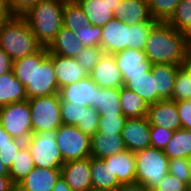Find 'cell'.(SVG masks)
I'll return each instance as SVG.
<instances>
[{"label": "cell", "instance_id": "6da1fadb", "mask_svg": "<svg viewBox=\"0 0 191 191\" xmlns=\"http://www.w3.org/2000/svg\"><path fill=\"white\" fill-rule=\"evenodd\" d=\"M12 70L25 87L28 99L59 94L52 54L47 47L13 61Z\"/></svg>", "mask_w": 191, "mask_h": 191}, {"label": "cell", "instance_id": "7a4b0ae2", "mask_svg": "<svg viewBox=\"0 0 191 191\" xmlns=\"http://www.w3.org/2000/svg\"><path fill=\"white\" fill-rule=\"evenodd\" d=\"M143 51L151 64L181 66L191 51L190 37L169 23L158 21L150 31Z\"/></svg>", "mask_w": 191, "mask_h": 191}, {"label": "cell", "instance_id": "3957f363", "mask_svg": "<svg viewBox=\"0 0 191 191\" xmlns=\"http://www.w3.org/2000/svg\"><path fill=\"white\" fill-rule=\"evenodd\" d=\"M66 0H40L23 17L43 47H48L63 27V7Z\"/></svg>", "mask_w": 191, "mask_h": 191}, {"label": "cell", "instance_id": "277c9868", "mask_svg": "<svg viewBox=\"0 0 191 191\" xmlns=\"http://www.w3.org/2000/svg\"><path fill=\"white\" fill-rule=\"evenodd\" d=\"M42 47L23 16H11L0 26V48L12 61L33 54Z\"/></svg>", "mask_w": 191, "mask_h": 191}, {"label": "cell", "instance_id": "5b68a950", "mask_svg": "<svg viewBox=\"0 0 191 191\" xmlns=\"http://www.w3.org/2000/svg\"><path fill=\"white\" fill-rule=\"evenodd\" d=\"M169 158L163 150L148 147L135 152V182L153 191L168 174Z\"/></svg>", "mask_w": 191, "mask_h": 191}, {"label": "cell", "instance_id": "8992f818", "mask_svg": "<svg viewBox=\"0 0 191 191\" xmlns=\"http://www.w3.org/2000/svg\"><path fill=\"white\" fill-rule=\"evenodd\" d=\"M35 167L61 168L63 157L56 142V130L33 133L25 142Z\"/></svg>", "mask_w": 191, "mask_h": 191}, {"label": "cell", "instance_id": "52a82bcc", "mask_svg": "<svg viewBox=\"0 0 191 191\" xmlns=\"http://www.w3.org/2000/svg\"><path fill=\"white\" fill-rule=\"evenodd\" d=\"M31 110L32 132L57 130L63 123L60 112V95L35 97L28 99Z\"/></svg>", "mask_w": 191, "mask_h": 191}, {"label": "cell", "instance_id": "ba28073f", "mask_svg": "<svg viewBox=\"0 0 191 191\" xmlns=\"http://www.w3.org/2000/svg\"><path fill=\"white\" fill-rule=\"evenodd\" d=\"M0 124L11 137L26 142L33 134L28 99L0 107Z\"/></svg>", "mask_w": 191, "mask_h": 191}, {"label": "cell", "instance_id": "9c48e42d", "mask_svg": "<svg viewBox=\"0 0 191 191\" xmlns=\"http://www.w3.org/2000/svg\"><path fill=\"white\" fill-rule=\"evenodd\" d=\"M90 141L91 138L77 126L62 124L56 130V142L63 157V164L91 157Z\"/></svg>", "mask_w": 191, "mask_h": 191}, {"label": "cell", "instance_id": "30bf717a", "mask_svg": "<svg viewBox=\"0 0 191 191\" xmlns=\"http://www.w3.org/2000/svg\"><path fill=\"white\" fill-rule=\"evenodd\" d=\"M100 47L106 54H115L129 48V25L117 18L102 26Z\"/></svg>", "mask_w": 191, "mask_h": 191}, {"label": "cell", "instance_id": "8fae6325", "mask_svg": "<svg viewBox=\"0 0 191 191\" xmlns=\"http://www.w3.org/2000/svg\"><path fill=\"white\" fill-rule=\"evenodd\" d=\"M121 136L126 150L131 152L150 147V124L147 117L127 118Z\"/></svg>", "mask_w": 191, "mask_h": 191}, {"label": "cell", "instance_id": "7c38bea8", "mask_svg": "<svg viewBox=\"0 0 191 191\" xmlns=\"http://www.w3.org/2000/svg\"><path fill=\"white\" fill-rule=\"evenodd\" d=\"M61 175L72 191H93L90 170V157L65 162Z\"/></svg>", "mask_w": 191, "mask_h": 191}, {"label": "cell", "instance_id": "4fadbf2b", "mask_svg": "<svg viewBox=\"0 0 191 191\" xmlns=\"http://www.w3.org/2000/svg\"><path fill=\"white\" fill-rule=\"evenodd\" d=\"M89 76L101 88H121L124 86L121 72L112 54L104 53Z\"/></svg>", "mask_w": 191, "mask_h": 191}, {"label": "cell", "instance_id": "5bb4252c", "mask_svg": "<svg viewBox=\"0 0 191 191\" xmlns=\"http://www.w3.org/2000/svg\"><path fill=\"white\" fill-rule=\"evenodd\" d=\"M98 86L90 76L73 84L66 85L59 90L60 101H69L76 105H83L95 109L96 89Z\"/></svg>", "mask_w": 191, "mask_h": 191}, {"label": "cell", "instance_id": "9a60e30c", "mask_svg": "<svg viewBox=\"0 0 191 191\" xmlns=\"http://www.w3.org/2000/svg\"><path fill=\"white\" fill-rule=\"evenodd\" d=\"M146 117L150 125L165 127L171 131L182 128L176 102L172 100H161L149 105Z\"/></svg>", "mask_w": 191, "mask_h": 191}, {"label": "cell", "instance_id": "2e32d148", "mask_svg": "<svg viewBox=\"0 0 191 191\" xmlns=\"http://www.w3.org/2000/svg\"><path fill=\"white\" fill-rule=\"evenodd\" d=\"M61 176V168L34 169L16 185V191H52Z\"/></svg>", "mask_w": 191, "mask_h": 191}, {"label": "cell", "instance_id": "e0dca14e", "mask_svg": "<svg viewBox=\"0 0 191 191\" xmlns=\"http://www.w3.org/2000/svg\"><path fill=\"white\" fill-rule=\"evenodd\" d=\"M52 63L59 90L89 76L75 58L52 54Z\"/></svg>", "mask_w": 191, "mask_h": 191}, {"label": "cell", "instance_id": "ac0fdd59", "mask_svg": "<svg viewBox=\"0 0 191 191\" xmlns=\"http://www.w3.org/2000/svg\"><path fill=\"white\" fill-rule=\"evenodd\" d=\"M93 26H104L114 18L121 0H75Z\"/></svg>", "mask_w": 191, "mask_h": 191}, {"label": "cell", "instance_id": "d6986e66", "mask_svg": "<svg viewBox=\"0 0 191 191\" xmlns=\"http://www.w3.org/2000/svg\"><path fill=\"white\" fill-rule=\"evenodd\" d=\"M126 150L121 133L96 132L90 141L91 157L105 159Z\"/></svg>", "mask_w": 191, "mask_h": 191}, {"label": "cell", "instance_id": "ffe728a7", "mask_svg": "<svg viewBox=\"0 0 191 191\" xmlns=\"http://www.w3.org/2000/svg\"><path fill=\"white\" fill-rule=\"evenodd\" d=\"M124 87L135 92L148 105L161 99L156 94L155 76L151 68L145 74L122 75Z\"/></svg>", "mask_w": 191, "mask_h": 191}, {"label": "cell", "instance_id": "44dd1931", "mask_svg": "<svg viewBox=\"0 0 191 191\" xmlns=\"http://www.w3.org/2000/svg\"><path fill=\"white\" fill-rule=\"evenodd\" d=\"M113 55L121 75L145 74L152 65L143 50L127 48Z\"/></svg>", "mask_w": 191, "mask_h": 191}, {"label": "cell", "instance_id": "7402d4cb", "mask_svg": "<svg viewBox=\"0 0 191 191\" xmlns=\"http://www.w3.org/2000/svg\"><path fill=\"white\" fill-rule=\"evenodd\" d=\"M114 18L126 22L128 25H136L152 18L147 0H121L114 12Z\"/></svg>", "mask_w": 191, "mask_h": 191}, {"label": "cell", "instance_id": "603a6c76", "mask_svg": "<svg viewBox=\"0 0 191 191\" xmlns=\"http://www.w3.org/2000/svg\"><path fill=\"white\" fill-rule=\"evenodd\" d=\"M122 184L135 182V153L125 150L103 159Z\"/></svg>", "mask_w": 191, "mask_h": 191}, {"label": "cell", "instance_id": "cb8c5ba5", "mask_svg": "<svg viewBox=\"0 0 191 191\" xmlns=\"http://www.w3.org/2000/svg\"><path fill=\"white\" fill-rule=\"evenodd\" d=\"M90 170L93 191H115L121 185L103 159L90 157Z\"/></svg>", "mask_w": 191, "mask_h": 191}, {"label": "cell", "instance_id": "d4e9b609", "mask_svg": "<svg viewBox=\"0 0 191 191\" xmlns=\"http://www.w3.org/2000/svg\"><path fill=\"white\" fill-rule=\"evenodd\" d=\"M83 48V43L76 38V32L65 27L60 29L54 40L47 47L48 52L51 54L71 58H76Z\"/></svg>", "mask_w": 191, "mask_h": 191}, {"label": "cell", "instance_id": "484cf974", "mask_svg": "<svg viewBox=\"0 0 191 191\" xmlns=\"http://www.w3.org/2000/svg\"><path fill=\"white\" fill-rule=\"evenodd\" d=\"M181 67L172 64H152L151 70L155 76L156 94L161 100H170L175 77Z\"/></svg>", "mask_w": 191, "mask_h": 191}, {"label": "cell", "instance_id": "4316f807", "mask_svg": "<svg viewBox=\"0 0 191 191\" xmlns=\"http://www.w3.org/2000/svg\"><path fill=\"white\" fill-rule=\"evenodd\" d=\"M95 109L100 116H124L120 103V88L96 89Z\"/></svg>", "mask_w": 191, "mask_h": 191}, {"label": "cell", "instance_id": "83f0119b", "mask_svg": "<svg viewBox=\"0 0 191 191\" xmlns=\"http://www.w3.org/2000/svg\"><path fill=\"white\" fill-rule=\"evenodd\" d=\"M25 87L12 71L0 76V107L27 100Z\"/></svg>", "mask_w": 191, "mask_h": 191}, {"label": "cell", "instance_id": "f1b7e54d", "mask_svg": "<svg viewBox=\"0 0 191 191\" xmlns=\"http://www.w3.org/2000/svg\"><path fill=\"white\" fill-rule=\"evenodd\" d=\"M120 103L126 118L146 117L149 105L135 92L122 86L120 88Z\"/></svg>", "mask_w": 191, "mask_h": 191}, {"label": "cell", "instance_id": "f546056e", "mask_svg": "<svg viewBox=\"0 0 191 191\" xmlns=\"http://www.w3.org/2000/svg\"><path fill=\"white\" fill-rule=\"evenodd\" d=\"M170 159L187 158L191 155V131L185 128L174 131L173 137L163 150Z\"/></svg>", "mask_w": 191, "mask_h": 191}, {"label": "cell", "instance_id": "4dcf8cb0", "mask_svg": "<svg viewBox=\"0 0 191 191\" xmlns=\"http://www.w3.org/2000/svg\"><path fill=\"white\" fill-rule=\"evenodd\" d=\"M35 167L28 146L24 144L16 154L13 163L9 168V177L16 186L24 179Z\"/></svg>", "mask_w": 191, "mask_h": 191}, {"label": "cell", "instance_id": "1f68e13d", "mask_svg": "<svg viewBox=\"0 0 191 191\" xmlns=\"http://www.w3.org/2000/svg\"><path fill=\"white\" fill-rule=\"evenodd\" d=\"M89 24L88 18L75 0H66L63 7V27L74 32Z\"/></svg>", "mask_w": 191, "mask_h": 191}, {"label": "cell", "instance_id": "d6a6232c", "mask_svg": "<svg viewBox=\"0 0 191 191\" xmlns=\"http://www.w3.org/2000/svg\"><path fill=\"white\" fill-rule=\"evenodd\" d=\"M166 22L191 38V0H181Z\"/></svg>", "mask_w": 191, "mask_h": 191}, {"label": "cell", "instance_id": "836d02e7", "mask_svg": "<svg viewBox=\"0 0 191 191\" xmlns=\"http://www.w3.org/2000/svg\"><path fill=\"white\" fill-rule=\"evenodd\" d=\"M156 20H148L136 25H129V48L143 50L152 27Z\"/></svg>", "mask_w": 191, "mask_h": 191}, {"label": "cell", "instance_id": "e575fe53", "mask_svg": "<svg viewBox=\"0 0 191 191\" xmlns=\"http://www.w3.org/2000/svg\"><path fill=\"white\" fill-rule=\"evenodd\" d=\"M150 13L156 21L166 22L181 0H147Z\"/></svg>", "mask_w": 191, "mask_h": 191}, {"label": "cell", "instance_id": "d590c367", "mask_svg": "<svg viewBox=\"0 0 191 191\" xmlns=\"http://www.w3.org/2000/svg\"><path fill=\"white\" fill-rule=\"evenodd\" d=\"M191 99V79L188 74L180 68L176 74L174 89L170 100L178 102Z\"/></svg>", "mask_w": 191, "mask_h": 191}, {"label": "cell", "instance_id": "8d00e7d4", "mask_svg": "<svg viewBox=\"0 0 191 191\" xmlns=\"http://www.w3.org/2000/svg\"><path fill=\"white\" fill-rule=\"evenodd\" d=\"M103 55L101 47H84L75 59L89 74Z\"/></svg>", "mask_w": 191, "mask_h": 191}, {"label": "cell", "instance_id": "74e56055", "mask_svg": "<svg viewBox=\"0 0 191 191\" xmlns=\"http://www.w3.org/2000/svg\"><path fill=\"white\" fill-rule=\"evenodd\" d=\"M61 120L64 125L76 126L82 122L83 105H76L69 101H60Z\"/></svg>", "mask_w": 191, "mask_h": 191}, {"label": "cell", "instance_id": "f35d334b", "mask_svg": "<svg viewBox=\"0 0 191 191\" xmlns=\"http://www.w3.org/2000/svg\"><path fill=\"white\" fill-rule=\"evenodd\" d=\"M100 115L96 109L83 106L82 122L76 126L90 138L97 132Z\"/></svg>", "mask_w": 191, "mask_h": 191}, {"label": "cell", "instance_id": "ab89813d", "mask_svg": "<svg viewBox=\"0 0 191 191\" xmlns=\"http://www.w3.org/2000/svg\"><path fill=\"white\" fill-rule=\"evenodd\" d=\"M101 36L102 27L93 26L90 23L76 31V38L83 43L84 47H100Z\"/></svg>", "mask_w": 191, "mask_h": 191}, {"label": "cell", "instance_id": "60d3db41", "mask_svg": "<svg viewBox=\"0 0 191 191\" xmlns=\"http://www.w3.org/2000/svg\"><path fill=\"white\" fill-rule=\"evenodd\" d=\"M173 135L174 131L165 127L150 125V147L164 150Z\"/></svg>", "mask_w": 191, "mask_h": 191}, {"label": "cell", "instance_id": "b9f144b4", "mask_svg": "<svg viewBox=\"0 0 191 191\" xmlns=\"http://www.w3.org/2000/svg\"><path fill=\"white\" fill-rule=\"evenodd\" d=\"M168 173L178 177L187 186L191 182V171L187 158L170 159L168 164Z\"/></svg>", "mask_w": 191, "mask_h": 191}, {"label": "cell", "instance_id": "7bdbcfd3", "mask_svg": "<svg viewBox=\"0 0 191 191\" xmlns=\"http://www.w3.org/2000/svg\"><path fill=\"white\" fill-rule=\"evenodd\" d=\"M126 119L125 116H100L97 132L122 133Z\"/></svg>", "mask_w": 191, "mask_h": 191}, {"label": "cell", "instance_id": "ee69618b", "mask_svg": "<svg viewBox=\"0 0 191 191\" xmlns=\"http://www.w3.org/2000/svg\"><path fill=\"white\" fill-rule=\"evenodd\" d=\"M25 142L13 139L10 143L0 146V160L9 169L19 149Z\"/></svg>", "mask_w": 191, "mask_h": 191}, {"label": "cell", "instance_id": "f6af8a7d", "mask_svg": "<svg viewBox=\"0 0 191 191\" xmlns=\"http://www.w3.org/2000/svg\"><path fill=\"white\" fill-rule=\"evenodd\" d=\"M153 191H188V186L178 177L168 173Z\"/></svg>", "mask_w": 191, "mask_h": 191}, {"label": "cell", "instance_id": "bcb514c9", "mask_svg": "<svg viewBox=\"0 0 191 191\" xmlns=\"http://www.w3.org/2000/svg\"><path fill=\"white\" fill-rule=\"evenodd\" d=\"M40 0H6L7 7L12 16H23Z\"/></svg>", "mask_w": 191, "mask_h": 191}, {"label": "cell", "instance_id": "7dc6e473", "mask_svg": "<svg viewBox=\"0 0 191 191\" xmlns=\"http://www.w3.org/2000/svg\"><path fill=\"white\" fill-rule=\"evenodd\" d=\"M182 128L191 131V99L176 102Z\"/></svg>", "mask_w": 191, "mask_h": 191}, {"label": "cell", "instance_id": "c3c4849f", "mask_svg": "<svg viewBox=\"0 0 191 191\" xmlns=\"http://www.w3.org/2000/svg\"><path fill=\"white\" fill-rule=\"evenodd\" d=\"M13 61L11 58L0 48V76L12 71Z\"/></svg>", "mask_w": 191, "mask_h": 191}, {"label": "cell", "instance_id": "681fc988", "mask_svg": "<svg viewBox=\"0 0 191 191\" xmlns=\"http://www.w3.org/2000/svg\"><path fill=\"white\" fill-rule=\"evenodd\" d=\"M115 191H149V189L141 183L132 182L120 185Z\"/></svg>", "mask_w": 191, "mask_h": 191}, {"label": "cell", "instance_id": "f907efd6", "mask_svg": "<svg viewBox=\"0 0 191 191\" xmlns=\"http://www.w3.org/2000/svg\"><path fill=\"white\" fill-rule=\"evenodd\" d=\"M0 191H16V186L9 176H0Z\"/></svg>", "mask_w": 191, "mask_h": 191}, {"label": "cell", "instance_id": "816d5d0a", "mask_svg": "<svg viewBox=\"0 0 191 191\" xmlns=\"http://www.w3.org/2000/svg\"><path fill=\"white\" fill-rule=\"evenodd\" d=\"M11 13L7 7L6 0H0V26L11 17Z\"/></svg>", "mask_w": 191, "mask_h": 191}, {"label": "cell", "instance_id": "f5cc1de1", "mask_svg": "<svg viewBox=\"0 0 191 191\" xmlns=\"http://www.w3.org/2000/svg\"><path fill=\"white\" fill-rule=\"evenodd\" d=\"M52 191H72V190L61 175L57 180V182L55 183Z\"/></svg>", "mask_w": 191, "mask_h": 191}, {"label": "cell", "instance_id": "db71d44e", "mask_svg": "<svg viewBox=\"0 0 191 191\" xmlns=\"http://www.w3.org/2000/svg\"><path fill=\"white\" fill-rule=\"evenodd\" d=\"M13 139L0 124V146L10 143Z\"/></svg>", "mask_w": 191, "mask_h": 191}, {"label": "cell", "instance_id": "11a10c76", "mask_svg": "<svg viewBox=\"0 0 191 191\" xmlns=\"http://www.w3.org/2000/svg\"><path fill=\"white\" fill-rule=\"evenodd\" d=\"M180 67L188 74L191 79V51L187 54V57L182 62Z\"/></svg>", "mask_w": 191, "mask_h": 191}, {"label": "cell", "instance_id": "9f6ffc18", "mask_svg": "<svg viewBox=\"0 0 191 191\" xmlns=\"http://www.w3.org/2000/svg\"><path fill=\"white\" fill-rule=\"evenodd\" d=\"M0 176H9V169L0 160Z\"/></svg>", "mask_w": 191, "mask_h": 191}, {"label": "cell", "instance_id": "6f0895ef", "mask_svg": "<svg viewBox=\"0 0 191 191\" xmlns=\"http://www.w3.org/2000/svg\"><path fill=\"white\" fill-rule=\"evenodd\" d=\"M187 161H188V165H189V168H190V171H191V155H189L187 157Z\"/></svg>", "mask_w": 191, "mask_h": 191}, {"label": "cell", "instance_id": "680465c9", "mask_svg": "<svg viewBox=\"0 0 191 191\" xmlns=\"http://www.w3.org/2000/svg\"><path fill=\"white\" fill-rule=\"evenodd\" d=\"M188 191H191V182H190V184L188 185Z\"/></svg>", "mask_w": 191, "mask_h": 191}]
</instances>
